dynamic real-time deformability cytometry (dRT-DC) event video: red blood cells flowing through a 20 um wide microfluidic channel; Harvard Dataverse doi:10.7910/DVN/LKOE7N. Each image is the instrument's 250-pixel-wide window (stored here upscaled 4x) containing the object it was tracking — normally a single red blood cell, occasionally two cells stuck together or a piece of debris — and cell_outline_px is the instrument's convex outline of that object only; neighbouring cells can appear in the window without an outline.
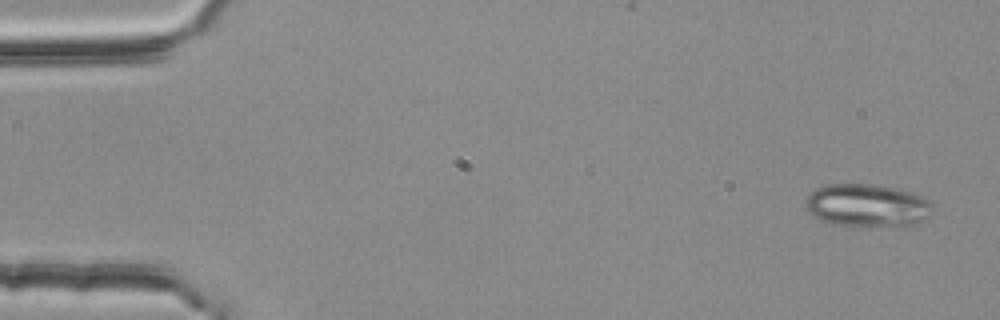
{"species": "common noctule bat (a hibernating species)", "species_latin": "Nyctalus noctula", "temperature_condition": "room temperature", "stored_images_in_passage": 3, "camera_frame_rate_fps": 3000, "um_per_image_px": 0.085, "animal": {"sex": "female", "body_mass_g": 25.1}, "frame": {"image": 1, "passage_image": 1, "time_ms": 0.0, "image_size_px": [1000, 320], "cell_outline_px": [[932, 212], [924, 220], [916, 224], [832, 224], [820, 220], [808, 212], [804, 204], [804, 200], [816, 188], [824, 184], [868, 184], [900, 188], [920, 196], [928, 200], [932, 204]], "centroid_in_image_um": [73.67, 17.42], "position_along_channel_um": 11.3, "area_um2": 31.15}}